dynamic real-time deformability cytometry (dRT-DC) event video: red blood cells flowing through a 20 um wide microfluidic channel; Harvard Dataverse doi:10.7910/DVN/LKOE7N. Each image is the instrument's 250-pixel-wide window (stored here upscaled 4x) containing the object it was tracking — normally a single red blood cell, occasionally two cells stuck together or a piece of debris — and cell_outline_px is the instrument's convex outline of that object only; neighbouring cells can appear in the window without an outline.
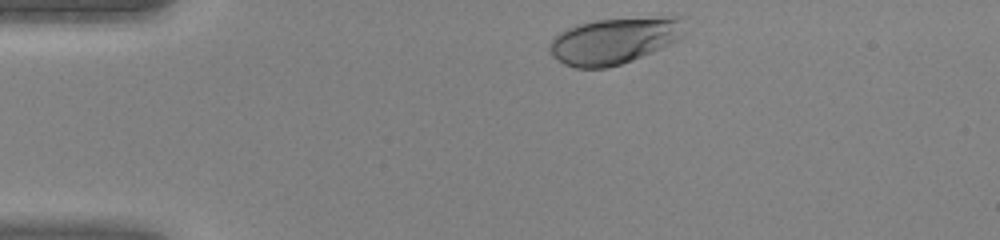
{"species": "human", "species_latin": "Homo sapiens", "temperature_condition": "warm", "stored_images_in_passage": 30, "camera_frame_rate_fps": 3000, "um_per_image_px": 0.085, "donor": {"sex": "female"}, "frame": {"image": 1, "passage_image": 1, "time_ms": 0.0, "image_size_px": [1000, 240], "cell_outline_px": [[688, 32], [680, 40], [652, 52], [632, 60], [620, 64], [604, 68], [576, 68], [564, 64], [552, 56], [548, 48], [548, 44], [560, 32], [576, 24], [596, 20], [664, 16], [684, 16]], "centroid_in_image_um": [52.3, 3.43], "position_along_channel_um": 32.7, "area_um2": 37.11}}
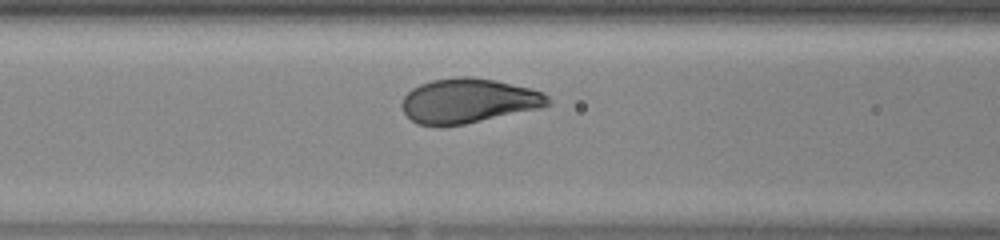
{"frame": {"image": 2, "passage_image": 11, "time_ms": 3.333, "image_size_px": [1000, 240], "cell_outline_px": [[552, 104], [540, 108], [464, 124], [440, 128], [416, 124], [404, 112], [400, 104], [404, 96], [412, 88], [420, 84], [432, 80], [460, 76], [472, 76], [496, 80], [544, 92], [552, 100]], "centroid_in_image_um": [39.79, 8.58], "position_along_channel_um": 126.8, "area_um2": 38.38}}
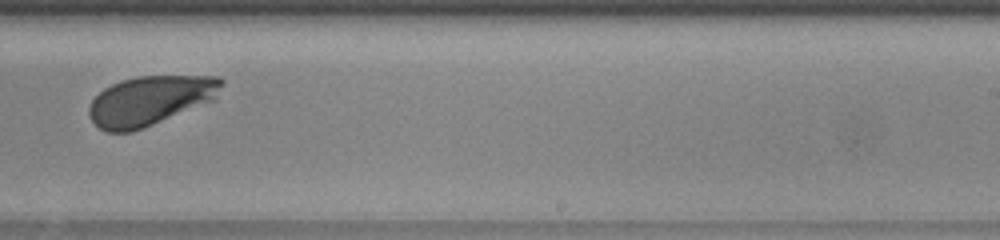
{"frame": {"image": 3, "passage_image": 21, "time_ms": 6.667, "image_size_px": [1000, 240], "cell_outline_px": [[224, 80], [216, 100], [132, 132], [104, 132], [88, 116], [88, 108], [92, 100], [104, 88], [120, 80], [140, 76], [220, 76]], "centroid_in_image_um": [12.78, 8.54], "position_along_channel_um": 276.2, "area_um2": 38.32}}